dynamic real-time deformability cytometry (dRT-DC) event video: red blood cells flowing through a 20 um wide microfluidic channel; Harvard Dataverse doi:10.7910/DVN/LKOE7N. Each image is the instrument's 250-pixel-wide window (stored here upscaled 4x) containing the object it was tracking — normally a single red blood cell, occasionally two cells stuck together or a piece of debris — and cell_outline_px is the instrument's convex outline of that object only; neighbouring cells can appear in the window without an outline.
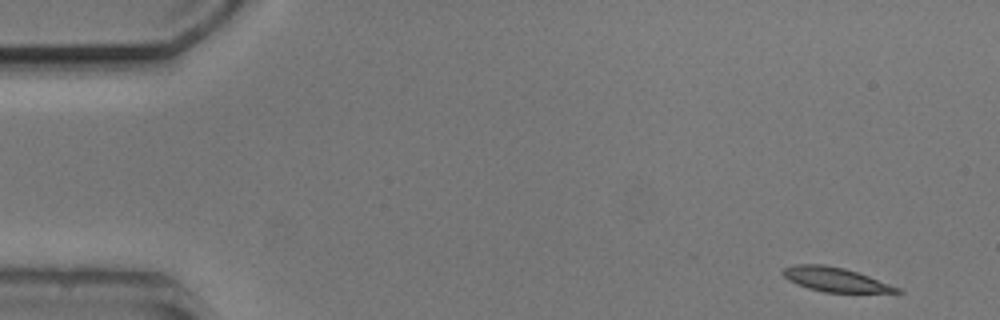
{"species": "common noctule bat (a hibernating species)", "species_latin": "Nyctalus noctula", "temperature_condition": "cold", "stored_images_in_passage": 4, "camera_frame_rate_fps": 3000, "um_per_image_px": 0.085, "animal": {"sex": "male", "body_mass_g": 20.5, "forearm_length_mm": 52.5}, "frame": {"image": 1, "passage_image": 1, "time_ms": 0.0, "image_size_px": [1000, 320], "cell_outline_px": [[904, 292], [824, 292], [808, 288], [796, 284], [788, 280], [780, 272], [784, 268], [796, 264], [824, 264], [844, 268], [868, 276], [900, 288]], "centroid_in_image_um": [70.94, 23.75], "position_along_channel_um": 14.1, "area_um2": 15.9}}